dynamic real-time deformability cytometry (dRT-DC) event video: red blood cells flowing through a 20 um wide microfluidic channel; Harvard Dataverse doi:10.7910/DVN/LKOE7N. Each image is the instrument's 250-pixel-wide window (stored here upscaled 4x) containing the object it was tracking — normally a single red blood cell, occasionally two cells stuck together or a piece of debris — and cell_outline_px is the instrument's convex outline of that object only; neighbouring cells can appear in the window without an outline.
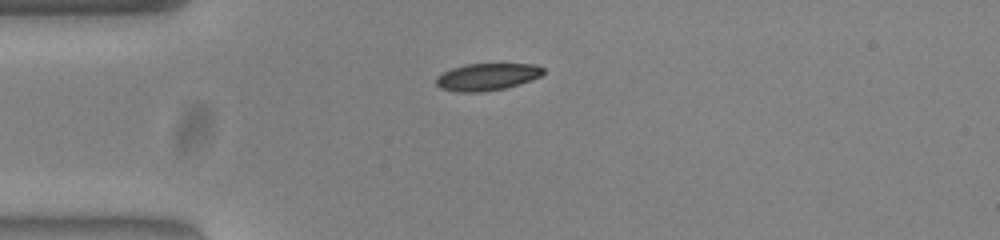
{"species": "common noctule bat (a hibernating species)", "species_latin": "Nyctalus noctula", "temperature_condition": "warm", "stored_images_in_passage": 41, "camera_frame_rate_fps": 3000, "um_per_image_px": 0.085, "animal": {"sex": "female", "body_mass_g": 23.0, "forearm_length_mm": 53.4}, "frame": {"image": 1, "passage_image": 1, "time_ms": 0.0, "image_size_px": [1000, 240], "cell_outline_px": [[544, 72], [540, 76], [504, 88], [484, 92], [456, 92], [440, 88], [436, 84], [436, 76], [452, 68], [464, 64], [536, 64], [544, 68]], "centroid_in_image_um": [41.35, 6.53], "position_along_channel_um": 43.6, "area_um2": 16.82}}
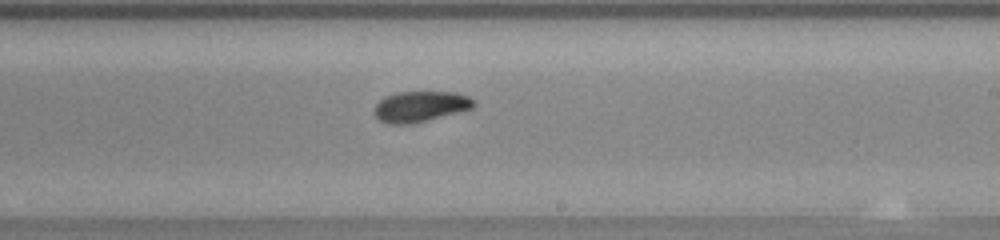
{"frame": {"image": 2, "passage_image": 19, "time_ms": 6.0, "image_size_px": [1000, 240], "cell_outline_px": [[476, 104], [472, 108], [412, 124], [388, 124], [380, 120], [376, 116], [376, 104], [380, 100], [396, 92], [456, 92], [468, 96]], "centroid_in_image_um": [35.74, 9.05], "position_along_channel_um": 253.3, "area_um2": 17.46}}
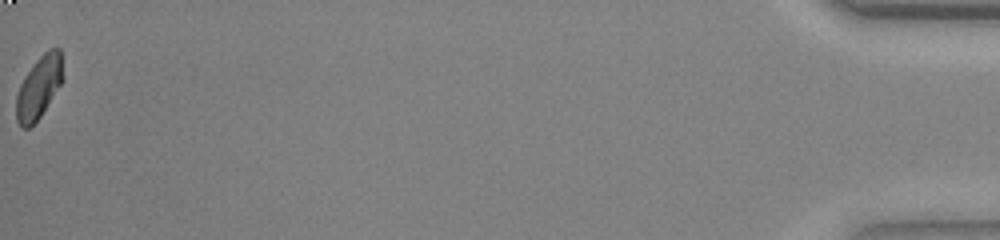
{"frame": {"image": 3, "passage_image": 41, "time_ms": 13.333, "image_size_px": [1000, 240], "cell_outline_px": [[64, 76], [60, 84], [40, 116], [28, 128], [20, 128], [16, 120], [16, 96], [20, 84], [24, 76], [36, 60], [48, 48], [60, 48]], "centroid_in_image_um": [3.29, 7.39], "position_along_channel_um": 431.9, "area_um2": 16.88}, "authors_computed_cell_mechanics": {"area_um2": 17.5712, "velocity_mm_per_s": 3.8535, "shape_relaxation_time_tau1_ms": 3.9735, "shape_relaxation_time_tau2_ms": 7.306, "deformation_change_tau1": 0.1494, "deformation_change_tau2": 0.0559}}